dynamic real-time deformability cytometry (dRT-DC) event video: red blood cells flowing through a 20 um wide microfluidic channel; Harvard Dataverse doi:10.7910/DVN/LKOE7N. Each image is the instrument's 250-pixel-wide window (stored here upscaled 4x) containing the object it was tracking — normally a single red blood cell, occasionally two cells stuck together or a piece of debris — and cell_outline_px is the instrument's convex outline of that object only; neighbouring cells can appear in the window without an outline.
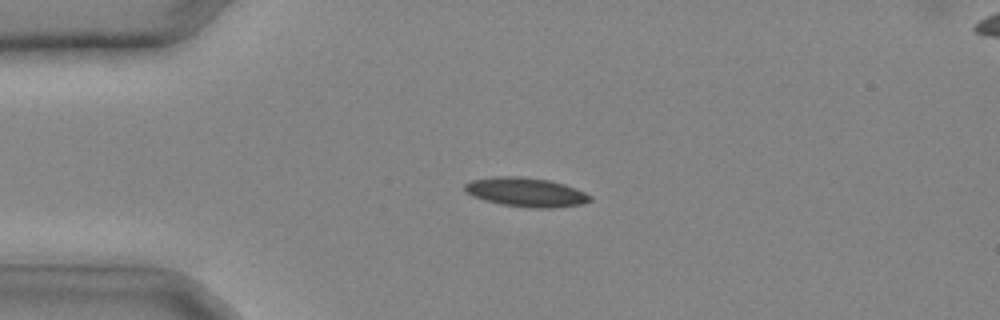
{"species": "common noctule bat (a hibernating species)", "species_latin": "Nyctalus noctula", "temperature_condition": "cold", "stored_images_in_passage": 27, "camera_frame_rate_fps": 3000, "um_per_image_px": 0.085, "animal": {"sex": "male", "body_mass_g": 20.4}, "frame": {"image": 1, "passage_image": 3, "time_ms": 0.667, "image_size_px": [1000, 320], "cell_outline_px": [[592, 200], [580, 204], [552, 208], [532, 208], [500, 204], [484, 200], [472, 196], [464, 192], [464, 184], [472, 180], [496, 176], [520, 176], [548, 180], [564, 184], [576, 188], [592, 196]], "centroid_in_image_um": [44.68, 16.33], "position_along_channel_um": 40.3, "area_um2": 21.33}}
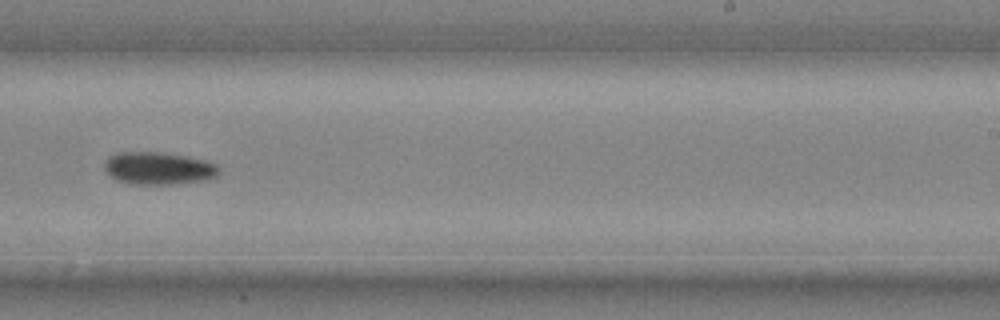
{"frame": {"image": 2, "passage_image": 16, "time_ms": 5.0, "image_size_px": [1000, 320], "cell_outline_px": [[220, 172], [216, 176], [204, 180], [176, 184], [132, 184], [116, 180], [104, 168], [104, 164], [108, 156], [120, 152], [164, 152], [188, 156], [208, 160], [216, 164], [220, 168]], "centroid_in_image_um": [13.51, 14.29], "position_along_channel_um": 275.5, "area_um2": 21.91}}
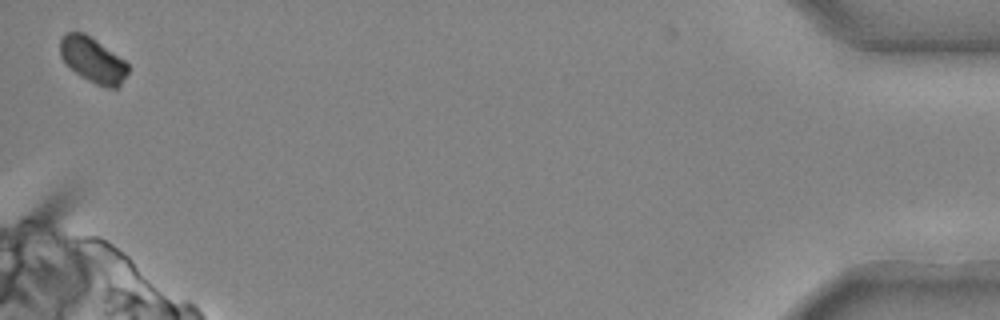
{"frame": {"image": 3, "passage_image": 27, "time_ms": 8.667, "image_size_px": [1000, 320], "cell_outline_px": [[128, 72], [120, 84], [116, 88], [108, 88], [96, 84], [88, 80], [76, 72], [60, 56], [60, 36], [64, 32], [84, 32], [96, 40], [124, 60], [128, 64]], "centroid_in_image_um": [7.87, 5.07], "position_along_channel_um": 427.3, "area_um2": 17.63}}